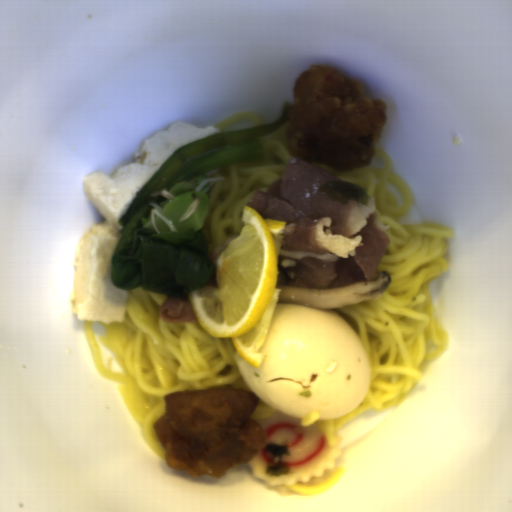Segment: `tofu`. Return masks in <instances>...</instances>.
Returning a JSON list of instances; mask_svg holds the SVG:
<instances>
[{
	"instance_id": "tofu-1",
	"label": "tofu",
	"mask_w": 512,
	"mask_h": 512,
	"mask_svg": "<svg viewBox=\"0 0 512 512\" xmlns=\"http://www.w3.org/2000/svg\"><path fill=\"white\" fill-rule=\"evenodd\" d=\"M220 134L215 126L176 121L143 139L134 161L111 174L95 171L84 177L85 197L104 217L80 239L76 256L72 306L79 320L110 324L124 321L128 290L114 287L111 256L120 237L119 219L136 193L180 147Z\"/></svg>"
}]
</instances>
